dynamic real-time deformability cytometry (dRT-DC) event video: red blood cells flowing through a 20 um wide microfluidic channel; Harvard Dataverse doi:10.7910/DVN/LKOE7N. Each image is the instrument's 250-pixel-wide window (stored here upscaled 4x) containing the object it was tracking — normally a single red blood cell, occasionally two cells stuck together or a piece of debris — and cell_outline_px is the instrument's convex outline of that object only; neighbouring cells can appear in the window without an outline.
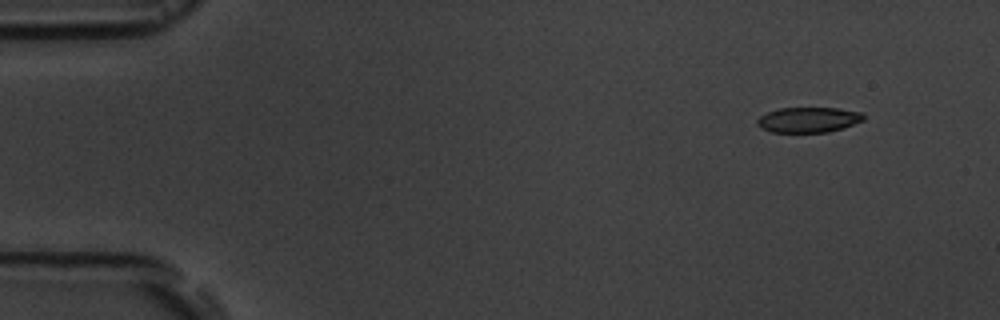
{"species": "common noctule bat (a hibernating species)", "species_latin": "Nyctalus noctula", "temperature_condition": "room temperature", "stored_images_in_passage": 4, "camera_frame_rate_fps": 3000, "um_per_image_px": 0.085, "animal": {"sex": "male", "body_mass_g": 19.5, "forearm_length_mm": 54.6}, "frame": {"image": 1, "passage_image": 1, "time_ms": 0.0, "image_size_px": [1000, 320], "cell_outline_px": [[864, 120], [844, 128], [828, 132], [772, 132], [760, 128], [756, 124], [756, 120], [760, 116], [768, 112], [780, 108], [836, 108], [864, 112]], "centroid_in_image_um": [68.73, 10.18], "position_along_channel_um": 16.3, "area_um2": 15.78}}
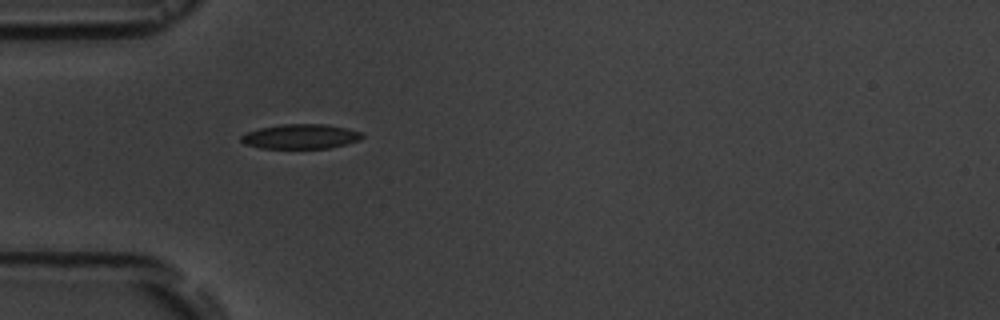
{"frame": {"image": 2, "passage_image": 4, "time_ms": 4.0, "image_size_px": [1000, 320], "cell_outline_px": [[364, 136], [360, 140], [328, 148], [260, 148], [244, 144], [240, 140], [240, 136], [248, 132], [260, 128], [280, 124], [328, 124], [348, 128], [364, 132]], "centroid_in_image_um": [25.58, 11.59], "position_along_channel_um": 59.4, "area_um2": 17.51}}